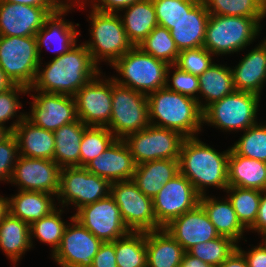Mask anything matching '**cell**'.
I'll return each instance as SVG.
<instances>
[{
	"instance_id": "6da1fadb",
	"label": "cell",
	"mask_w": 266,
	"mask_h": 267,
	"mask_svg": "<svg viewBox=\"0 0 266 267\" xmlns=\"http://www.w3.org/2000/svg\"><path fill=\"white\" fill-rule=\"evenodd\" d=\"M100 70L86 45L75 44L65 54L49 61L42 71L38 69L35 82L28 89V93L41 91L73 96L87 82L99 75Z\"/></svg>"
},
{
	"instance_id": "7a4b0ae2",
	"label": "cell",
	"mask_w": 266,
	"mask_h": 267,
	"mask_svg": "<svg viewBox=\"0 0 266 267\" xmlns=\"http://www.w3.org/2000/svg\"><path fill=\"white\" fill-rule=\"evenodd\" d=\"M229 153L230 148L220 153L197 137L185 138L180 150V173L200 195L206 194L207 186L225 191L228 188Z\"/></svg>"
},
{
	"instance_id": "3957f363",
	"label": "cell",
	"mask_w": 266,
	"mask_h": 267,
	"mask_svg": "<svg viewBox=\"0 0 266 267\" xmlns=\"http://www.w3.org/2000/svg\"><path fill=\"white\" fill-rule=\"evenodd\" d=\"M147 97L150 125L174 130L185 138L197 137L202 131L203 111L196 99L167 87L151 92Z\"/></svg>"
},
{
	"instance_id": "277c9868",
	"label": "cell",
	"mask_w": 266,
	"mask_h": 267,
	"mask_svg": "<svg viewBox=\"0 0 266 267\" xmlns=\"http://www.w3.org/2000/svg\"><path fill=\"white\" fill-rule=\"evenodd\" d=\"M263 18L210 15L203 47L214 56L243 51L260 34Z\"/></svg>"
},
{
	"instance_id": "5b68a950",
	"label": "cell",
	"mask_w": 266,
	"mask_h": 267,
	"mask_svg": "<svg viewBox=\"0 0 266 267\" xmlns=\"http://www.w3.org/2000/svg\"><path fill=\"white\" fill-rule=\"evenodd\" d=\"M112 68L121 78L112 79L134 91L148 95L166 87L167 69L169 65L134 46L112 64Z\"/></svg>"
},
{
	"instance_id": "8992f818",
	"label": "cell",
	"mask_w": 266,
	"mask_h": 267,
	"mask_svg": "<svg viewBox=\"0 0 266 267\" xmlns=\"http://www.w3.org/2000/svg\"><path fill=\"white\" fill-rule=\"evenodd\" d=\"M90 13L91 40L83 43L97 65L101 61H107L111 66L134 46L125 33L120 14L94 9Z\"/></svg>"
},
{
	"instance_id": "52a82bcc",
	"label": "cell",
	"mask_w": 266,
	"mask_h": 267,
	"mask_svg": "<svg viewBox=\"0 0 266 267\" xmlns=\"http://www.w3.org/2000/svg\"><path fill=\"white\" fill-rule=\"evenodd\" d=\"M261 96L233 91L221 100L213 102L203 111V124L207 123L223 131H245L256 125Z\"/></svg>"
},
{
	"instance_id": "ba28073f",
	"label": "cell",
	"mask_w": 266,
	"mask_h": 267,
	"mask_svg": "<svg viewBox=\"0 0 266 267\" xmlns=\"http://www.w3.org/2000/svg\"><path fill=\"white\" fill-rule=\"evenodd\" d=\"M41 64L36 36L0 35V67L14 85L31 88Z\"/></svg>"
},
{
	"instance_id": "9c48e42d",
	"label": "cell",
	"mask_w": 266,
	"mask_h": 267,
	"mask_svg": "<svg viewBox=\"0 0 266 267\" xmlns=\"http://www.w3.org/2000/svg\"><path fill=\"white\" fill-rule=\"evenodd\" d=\"M150 125L148 97L112 79V111L106 126L116 139L141 131Z\"/></svg>"
},
{
	"instance_id": "30bf717a",
	"label": "cell",
	"mask_w": 266,
	"mask_h": 267,
	"mask_svg": "<svg viewBox=\"0 0 266 267\" xmlns=\"http://www.w3.org/2000/svg\"><path fill=\"white\" fill-rule=\"evenodd\" d=\"M185 137L180 133L149 125L123 140L136 165L159 159L179 160Z\"/></svg>"
},
{
	"instance_id": "8fae6325",
	"label": "cell",
	"mask_w": 266,
	"mask_h": 267,
	"mask_svg": "<svg viewBox=\"0 0 266 267\" xmlns=\"http://www.w3.org/2000/svg\"><path fill=\"white\" fill-rule=\"evenodd\" d=\"M110 195L118 205L129 231L148 232L162 229L156 222L153 199L144 195L133 180L111 183Z\"/></svg>"
},
{
	"instance_id": "7c38bea8",
	"label": "cell",
	"mask_w": 266,
	"mask_h": 267,
	"mask_svg": "<svg viewBox=\"0 0 266 267\" xmlns=\"http://www.w3.org/2000/svg\"><path fill=\"white\" fill-rule=\"evenodd\" d=\"M110 184L107 179L90 173L85 167L61 168L60 189L56 199L63 208L74 204L78 210L107 197L110 194Z\"/></svg>"
},
{
	"instance_id": "4fadbf2b",
	"label": "cell",
	"mask_w": 266,
	"mask_h": 267,
	"mask_svg": "<svg viewBox=\"0 0 266 267\" xmlns=\"http://www.w3.org/2000/svg\"><path fill=\"white\" fill-rule=\"evenodd\" d=\"M200 194L181 173L163 185L153 199L157 224L164 228L172 220L199 205Z\"/></svg>"
},
{
	"instance_id": "5bb4252c",
	"label": "cell",
	"mask_w": 266,
	"mask_h": 267,
	"mask_svg": "<svg viewBox=\"0 0 266 267\" xmlns=\"http://www.w3.org/2000/svg\"><path fill=\"white\" fill-rule=\"evenodd\" d=\"M73 216L102 242H113L130 232L110 194L81 207Z\"/></svg>"
},
{
	"instance_id": "9a60e30c",
	"label": "cell",
	"mask_w": 266,
	"mask_h": 267,
	"mask_svg": "<svg viewBox=\"0 0 266 267\" xmlns=\"http://www.w3.org/2000/svg\"><path fill=\"white\" fill-rule=\"evenodd\" d=\"M99 73L74 95L78 119L86 126H107L112 111V77ZM99 76V77H98Z\"/></svg>"
},
{
	"instance_id": "2e32d148",
	"label": "cell",
	"mask_w": 266,
	"mask_h": 267,
	"mask_svg": "<svg viewBox=\"0 0 266 267\" xmlns=\"http://www.w3.org/2000/svg\"><path fill=\"white\" fill-rule=\"evenodd\" d=\"M70 219L59 248L51 256L61 267H92L94 256L103 242L74 216Z\"/></svg>"
},
{
	"instance_id": "e0dca14e",
	"label": "cell",
	"mask_w": 266,
	"mask_h": 267,
	"mask_svg": "<svg viewBox=\"0 0 266 267\" xmlns=\"http://www.w3.org/2000/svg\"><path fill=\"white\" fill-rule=\"evenodd\" d=\"M31 94V114L25 118L33 125L55 132L61 126L78 120L74 97L67 94L45 93Z\"/></svg>"
},
{
	"instance_id": "ac0fdd59",
	"label": "cell",
	"mask_w": 266,
	"mask_h": 267,
	"mask_svg": "<svg viewBox=\"0 0 266 267\" xmlns=\"http://www.w3.org/2000/svg\"><path fill=\"white\" fill-rule=\"evenodd\" d=\"M61 167L53 160L19 155L10 183L22 191L47 192L58 195Z\"/></svg>"
},
{
	"instance_id": "d6986e66",
	"label": "cell",
	"mask_w": 266,
	"mask_h": 267,
	"mask_svg": "<svg viewBox=\"0 0 266 267\" xmlns=\"http://www.w3.org/2000/svg\"><path fill=\"white\" fill-rule=\"evenodd\" d=\"M59 8L0 2V35L36 36L45 21Z\"/></svg>"
},
{
	"instance_id": "ffe728a7",
	"label": "cell",
	"mask_w": 266,
	"mask_h": 267,
	"mask_svg": "<svg viewBox=\"0 0 266 267\" xmlns=\"http://www.w3.org/2000/svg\"><path fill=\"white\" fill-rule=\"evenodd\" d=\"M164 229L186 252L198 243L220 236L200 205L175 218Z\"/></svg>"
},
{
	"instance_id": "44dd1931",
	"label": "cell",
	"mask_w": 266,
	"mask_h": 267,
	"mask_svg": "<svg viewBox=\"0 0 266 267\" xmlns=\"http://www.w3.org/2000/svg\"><path fill=\"white\" fill-rule=\"evenodd\" d=\"M90 173L110 183L132 180L136 164L123 139H115L99 156L84 166Z\"/></svg>"
},
{
	"instance_id": "7402d4cb",
	"label": "cell",
	"mask_w": 266,
	"mask_h": 267,
	"mask_svg": "<svg viewBox=\"0 0 266 267\" xmlns=\"http://www.w3.org/2000/svg\"><path fill=\"white\" fill-rule=\"evenodd\" d=\"M72 5H63L45 21L43 27L36 33L38 55L41 61V48L45 47L49 51L57 53L55 57L65 54L71 49L77 40L78 33L72 22L65 21L64 16L68 13ZM63 16V17H62Z\"/></svg>"
},
{
	"instance_id": "603a6c76",
	"label": "cell",
	"mask_w": 266,
	"mask_h": 267,
	"mask_svg": "<svg viewBox=\"0 0 266 267\" xmlns=\"http://www.w3.org/2000/svg\"><path fill=\"white\" fill-rule=\"evenodd\" d=\"M231 69L235 90L261 96L266 83V39L261 40Z\"/></svg>"
},
{
	"instance_id": "cb8c5ba5",
	"label": "cell",
	"mask_w": 266,
	"mask_h": 267,
	"mask_svg": "<svg viewBox=\"0 0 266 267\" xmlns=\"http://www.w3.org/2000/svg\"><path fill=\"white\" fill-rule=\"evenodd\" d=\"M209 16L205 4L200 0L189 13L173 24L170 33L179 51L203 46Z\"/></svg>"
},
{
	"instance_id": "d4e9b609",
	"label": "cell",
	"mask_w": 266,
	"mask_h": 267,
	"mask_svg": "<svg viewBox=\"0 0 266 267\" xmlns=\"http://www.w3.org/2000/svg\"><path fill=\"white\" fill-rule=\"evenodd\" d=\"M18 142L19 155L53 160L55 151V138L52 131L33 125L24 118L12 132Z\"/></svg>"
},
{
	"instance_id": "484cf974",
	"label": "cell",
	"mask_w": 266,
	"mask_h": 267,
	"mask_svg": "<svg viewBox=\"0 0 266 267\" xmlns=\"http://www.w3.org/2000/svg\"><path fill=\"white\" fill-rule=\"evenodd\" d=\"M179 173V160L159 159L136 165L132 180L144 195L154 199L163 185Z\"/></svg>"
},
{
	"instance_id": "4316f807",
	"label": "cell",
	"mask_w": 266,
	"mask_h": 267,
	"mask_svg": "<svg viewBox=\"0 0 266 267\" xmlns=\"http://www.w3.org/2000/svg\"><path fill=\"white\" fill-rule=\"evenodd\" d=\"M228 187L266 190V163L238 155L230 148Z\"/></svg>"
},
{
	"instance_id": "83f0119b",
	"label": "cell",
	"mask_w": 266,
	"mask_h": 267,
	"mask_svg": "<svg viewBox=\"0 0 266 267\" xmlns=\"http://www.w3.org/2000/svg\"><path fill=\"white\" fill-rule=\"evenodd\" d=\"M185 252L164 228L146 232L147 267H180Z\"/></svg>"
},
{
	"instance_id": "f1b7e54d",
	"label": "cell",
	"mask_w": 266,
	"mask_h": 267,
	"mask_svg": "<svg viewBox=\"0 0 266 267\" xmlns=\"http://www.w3.org/2000/svg\"><path fill=\"white\" fill-rule=\"evenodd\" d=\"M223 200L216 199V197L212 198L205 194L200 196L199 205L204 209L220 236L228 237L239 243L238 240L244 238L243 234L246 229L239 222L228 198Z\"/></svg>"
},
{
	"instance_id": "f546056e",
	"label": "cell",
	"mask_w": 266,
	"mask_h": 267,
	"mask_svg": "<svg viewBox=\"0 0 266 267\" xmlns=\"http://www.w3.org/2000/svg\"><path fill=\"white\" fill-rule=\"evenodd\" d=\"M54 196L47 192L18 190L17 194L9 198V213L31 225L57 208L55 198H51Z\"/></svg>"
},
{
	"instance_id": "4dcf8cb0",
	"label": "cell",
	"mask_w": 266,
	"mask_h": 267,
	"mask_svg": "<svg viewBox=\"0 0 266 267\" xmlns=\"http://www.w3.org/2000/svg\"><path fill=\"white\" fill-rule=\"evenodd\" d=\"M85 128L86 125L78 119L53 132L55 138L53 161L61 168L80 167V147Z\"/></svg>"
},
{
	"instance_id": "1f68e13d",
	"label": "cell",
	"mask_w": 266,
	"mask_h": 267,
	"mask_svg": "<svg viewBox=\"0 0 266 267\" xmlns=\"http://www.w3.org/2000/svg\"><path fill=\"white\" fill-rule=\"evenodd\" d=\"M121 11L125 13L123 17L121 16L125 33L133 46H139L149 33L158 26L152 0L135 2Z\"/></svg>"
},
{
	"instance_id": "d6a6232c",
	"label": "cell",
	"mask_w": 266,
	"mask_h": 267,
	"mask_svg": "<svg viewBox=\"0 0 266 267\" xmlns=\"http://www.w3.org/2000/svg\"><path fill=\"white\" fill-rule=\"evenodd\" d=\"M30 248V225L8 213L0 222V249L15 266Z\"/></svg>"
},
{
	"instance_id": "836d02e7",
	"label": "cell",
	"mask_w": 266,
	"mask_h": 267,
	"mask_svg": "<svg viewBox=\"0 0 266 267\" xmlns=\"http://www.w3.org/2000/svg\"><path fill=\"white\" fill-rule=\"evenodd\" d=\"M198 81L200 97L202 95L205 99V101H200L202 111L213 102L235 91L231 69L225 65L213 63L202 75L198 76Z\"/></svg>"
},
{
	"instance_id": "e575fe53",
	"label": "cell",
	"mask_w": 266,
	"mask_h": 267,
	"mask_svg": "<svg viewBox=\"0 0 266 267\" xmlns=\"http://www.w3.org/2000/svg\"><path fill=\"white\" fill-rule=\"evenodd\" d=\"M115 253L118 267H147L146 232L130 231L115 240Z\"/></svg>"
},
{
	"instance_id": "d590c367",
	"label": "cell",
	"mask_w": 266,
	"mask_h": 267,
	"mask_svg": "<svg viewBox=\"0 0 266 267\" xmlns=\"http://www.w3.org/2000/svg\"><path fill=\"white\" fill-rule=\"evenodd\" d=\"M229 195L237 218L241 225L248 231L254 225L260 206L262 191L242 187H228L225 190Z\"/></svg>"
},
{
	"instance_id": "8d00e7d4",
	"label": "cell",
	"mask_w": 266,
	"mask_h": 267,
	"mask_svg": "<svg viewBox=\"0 0 266 267\" xmlns=\"http://www.w3.org/2000/svg\"><path fill=\"white\" fill-rule=\"evenodd\" d=\"M210 15L265 18L266 0H202Z\"/></svg>"
},
{
	"instance_id": "74e56055",
	"label": "cell",
	"mask_w": 266,
	"mask_h": 267,
	"mask_svg": "<svg viewBox=\"0 0 266 267\" xmlns=\"http://www.w3.org/2000/svg\"><path fill=\"white\" fill-rule=\"evenodd\" d=\"M64 210L57 208L49 215L44 216L40 220L33 222L30 225V242L33 245V238L46 243L52 247V255L59 248L62 237L64 235L67 224L61 218Z\"/></svg>"
},
{
	"instance_id": "f35d334b",
	"label": "cell",
	"mask_w": 266,
	"mask_h": 267,
	"mask_svg": "<svg viewBox=\"0 0 266 267\" xmlns=\"http://www.w3.org/2000/svg\"><path fill=\"white\" fill-rule=\"evenodd\" d=\"M138 47L168 65H174L180 53L170 30L161 26H156Z\"/></svg>"
},
{
	"instance_id": "ab89813d",
	"label": "cell",
	"mask_w": 266,
	"mask_h": 267,
	"mask_svg": "<svg viewBox=\"0 0 266 267\" xmlns=\"http://www.w3.org/2000/svg\"><path fill=\"white\" fill-rule=\"evenodd\" d=\"M115 139L113 133L105 126H86L80 147V167L99 156Z\"/></svg>"
},
{
	"instance_id": "60d3db41",
	"label": "cell",
	"mask_w": 266,
	"mask_h": 267,
	"mask_svg": "<svg viewBox=\"0 0 266 267\" xmlns=\"http://www.w3.org/2000/svg\"><path fill=\"white\" fill-rule=\"evenodd\" d=\"M236 248L237 243L235 241L228 237L219 236L213 240L198 243L187 252L205 263L218 267Z\"/></svg>"
},
{
	"instance_id": "b9f144b4",
	"label": "cell",
	"mask_w": 266,
	"mask_h": 267,
	"mask_svg": "<svg viewBox=\"0 0 266 267\" xmlns=\"http://www.w3.org/2000/svg\"><path fill=\"white\" fill-rule=\"evenodd\" d=\"M231 148L238 155L266 163V124L257 123L246 129Z\"/></svg>"
},
{
	"instance_id": "7bdbcfd3",
	"label": "cell",
	"mask_w": 266,
	"mask_h": 267,
	"mask_svg": "<svg viewBox=\"0 0 266 267\" xmlns=\"http://www.w3.org/2000/svg\"><path fill=\"white\" fill-rule=\"evenodd\" d=\"M200 0H152L158 26L170 30L185 13L189 11Z\"/></svg>"
},
{
	"instance_id": "ee69618b",
	"label": "cell",
	"mask_w": 266,
	"mask_h": 267,
	"mask_svg": "<svg viewBox=\"0 0 266 267\" xmlns=\"http://www.w3.org/2000/svg\"><path fill=\"white\" fill-rule=\"evenodd\" d=\"M28 88L21 85H14L5 92L0 93V125L5 126L11 133L15 127L25 118L26 113L19 110L23 107L19 99V94H27ZM20 113V115L17 113ZM18 116V117H16ZM16 117L15 122L8 127L4 125L9 119Z\"/></svg>"
},
{
	"instance_id": "f6af8a7d",
	"label": "cell",
	"mask_w": 266,
	"mask_h": 267,
	"mask_svg": "<svg viewBox=\"0 0 266 267\" xmlns=\"http://www.w3.org/2000/svg\"><path fill=\"white\" fill-rule=\"evenodd\" d=\"M213 56L203 46L184 49L178 54L177 61L174 65L182 71L200 76L214 63L212 62Z\"/></svg>"
},
{
	"instance_id": "bcb514c9",
	"label": "cell",
	"mask_w": 266,
	"mask_h": 267,
	"mask_svg": "<svg viewBox=\"0 0 266 267\" xmlns=\"http://www.w3.org/2000/svg\"><path fill=\"white\" fill-rule=\"evenodd\" d=\"M170 68H175V70L173 71V75H171L172 76L171 78L169 76V73L171 72ZM169 78L171 80H169ZM199 85L200 84L198 81V76L182 71L175 65H169L167 69L166 87L169 90L196 99L200 107L201 100L199 99L200 97L198 96ZM195 93H197V95Z\"/></svg>"
},
{
	"instance_id": "7dc6e473",
	"label": "cell",
	"mask_w": 266,
	"mask_h": 267,
	"mask_svg": "<svg viewBox=\"0 0 266 267\" xmlns=\"http://www.w3.org/2000/svg\"><path fill=\"white\" fill-rule=\"evenodd\" d=\"M19 157L18 142L13 133L0 142V181L10 182Z\"/></svg>"
},
{
	"instance_id": "c3c4849f",
	"label": "cell",
	"mask_w": 266,
	"mask_h": 267,
	"mask_svg": "<svg viewBox=\"0 0 266 267\" xmlns=\"http://www.w3.org/2000/svg\"><path fill=\"white\" fill-rule=\"evenodd\" d=\"M115 257V241L103 242L94 256L92 267H118Z\"/></svg>"
},
{
	"instance_id": "681fc988",
	"label": "cell",
	"mask_w": 266,
	"mask_h": 267,
	"mask_svg": "<svg viewBox=\"0 0 266 267\" xmlns=\"http://www.w3.org/2000/svg\"><path fill=\"white\" fill-rule=\"evenodd\" d=\"M237 249L243 254L248 267H266V239H262L259 246H254L248 252L237 245Z\"/></svg>"
},
{
	"instance_id": "f907efd6",
	"label": "cell",
	"mask_w": 266,
	"mask_h": 267,
	"mask_svg": "<svg viewBox=\"0 0 266 267\" xmlns=\"http://www.w3.org/2000/svg\"><path fill=\"white\" fill-rule=\"evenodd\" d=\"M141 0H91L92 9L104 13H119V11ZM95 2V3H94Z\"/></svg>"
},
{
	"instance_id": "816d5d0a",
	"label": "cell",
	"mask_w": 266,
	"mask_h": 267,
	"mask_svg": "<svg viewBox=\"0 0 266 267\" xmlns=\"http://www.w3.org/2000/svg\"><path fill=\"white\" fill-rule=\"evenodd\" d=\"M249 230L258 232L262 239H266V190L262 191L257 219Z\"/></svg>"
},
{
	"instance_id": "f5cc1de1",
	"label": "cell",
	"mask_w": 266,
	"mask_h": 267,
	"mask_svg": "<svg viewBox=\"0 0 266 267\" xmlns=\"http://www.w3.org/2000/svg\"><path fill=\"white\" fill-rule=\"evenodd\" d=\"M0 2L23 4L37 7H61L63 6L58 0H0Z\"/></svg>"
},
{
	"instance_id": "db71d44e",
	"label": "cell",
	"mask_w": 266,
	"mask_h": 267,
	"mask_svg": "<svg viewBox=\"0 0 266 267\" xmlns=\"http://www.w3.org/2000/svg\"><path fill=\"white\" fill-rule=\"evenodd\" d=\"M218 267H248L243 254L236 248L233 253Z\"/></svg>"
},
{
	"instance_id": "11a10c76",
	"label": "cell",
	"mask_w": 266,
	"mask_h": 267,
	"mask_svg": "<svg viewBox=\"0 0 266 267\" xmlns=\"http://www.w3.org/2000/svg\"><path fill=\"white\" fill-rule=\"evenodd\" d=\"M180 267H214L185 252Z\"/></svg>"
},
{
	"instance_id": "9f6ffc18",
	"label": "cell",
	"mask_w": 266,
	"mask_h": 267,
	"mask_svg": "<svg viewBox=\"0 0 266 267\" xmlns=\"http://www.w3.org/2000/svg\"><path fill=\"white\" fill-rule=\"evenodd\" d=\"M13 86H14V84L5 75L3 69L0 67V93L7 91L8 89H10Z\"/></svg>"
},
{
	"instance_id": "6f0895ef",
	"label": "cell",
	"mask_w": 266,
	"mask_h": 267,
	"mask_svg": "<svg viewBox=\"0 0 266 267\" xmlns=\"http://www.w3.org/2000/svg\"><path fill=\"white\" fill-rule=\"evenodd\" d=\"M9 213V197L0 196V222Z\"/></svg>"
},
{
	"instance_id": "680465c9",
	"label": "cell",
	"mask_w": 266,
	"mask_h": 267,
	"mask_svg": "<svg viewBox=\"0 0 266 267\" xmlns=\"http://www.w3.org/2000/svg\"><path fill=\"white\" fill-rule=\"evenodd\" d=\"M65 1H66V0H64V1H63V0H58V2H59L60 4H62V5H64V6H65V5H67V6H68V5H72V6L74 7V6H77V4H80L79 6H80L81 9H83V8H84V5L86 4V2H85V3H82L81 0H67L66 3H65ZM68 1H69V2H70V1H72V2L74 1V3H73V4H72V2L68 3ZM75 3H76V5H74Z\"/></svg>"
},
{
	"instance_id": "91938a15",
	"label": "cell",
	"mask_w": 266,
	"mask_h": 267,
	"mask_svg": "<svg viewBox=\"0 0 266 267\" xmlns=\"http://www.w3.org/2000/svg\"><path fill=\"white\" fill-rule=\"evenodd\" d=\"M10 134L11 132L5 126L0 125V142L6 139Z\"/></svg>"
}]
</instances>
